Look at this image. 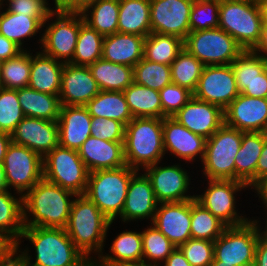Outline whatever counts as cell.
<instances>
[{
  "instance_id": "d6986e66",
  "label": "cell",
  "mask_w": 267,
  "mask_h": 266,
  "mask_svg": "<svg viewBox=\"0 0 267 266\" xmlns=\"http://www.w3.org/2000/svg\"><path fill=\"white\" fill-rule=\"evenodd\" d=\"M152 224L176 247L191 237V200L159 203Z\"/></svg>"
},
{
  "instance_id": "ffe728a7",
  "label": "cell",
  "mask_w": 267,
  "mask_h": 266,
  "mask_svg": "<svg viewBox=\"0 0 267 266\" xmlns=\"http://www.w3.org/2000/svg\"><path fill=\"white\" fill-rule=\"evenodd\" d=\"M207 139L191 132L173 117L163 118V144L165 154L168 151L186 162L196 157L203 160ZM199 154V155H198Z\"/></svg>"
},
{
  "instance_id": "7402d4cb",
  "label": "cell",
  "mask_w": 267,
  "mask_h": 266,
  "mask_svg": "<svg viewBox=\"0 0 267 266\" xmlns=\"http://www.w3.org/2000/svg\"><path fill=\"white\" fill-rule=\"evenodd\" d=\"M99 92L88 66L64 63L59 94L61 105L85 106Z\"/></svg>"
},
{
  "instance_id": "5bb4252c",
  "label": "cell",
  "mask_w": 267,
  "mask_h": 266,
  "mask_svg": "<svg viewBox=\"0 0 267 266\" xmlns=\"http://www.w3.org/2000/svg\"><path fill=\"white\" fill-rule=\"evenodd\" d=\"M231 64L205 66L193 96L223 111L239 95Z\"/></svg>"
},
{
  "instance_id": "7bdbcfd3",
  "label": "cell",
  "mask_w": 267,
  "mask_h": 266,
  "mask_svg": "<svg viewBox=\"0 0 267 266\" xmlns=\"http://www.w3.org/2000/svg\"><path fill=\"white\" fill-rule=\"evenodd\" d=\"M232 71L241 93L249 83L267 68V57L256 50H244L232 63Z\"/></svg>"
},
{
  "instance_id": "9c48e42d",
  "label": "cell",
  "mask_w": 267,
  "mask_h": 266,
  "mask_svg": "<svg viewBox=\"0 0 267 266\" xmlns=\"http://www.w3.org/2000/svg\"><path fill=\"white\" fill-rule=\"evenodd\" d=\"M183 48L205 66L231 64L244 51L231 35L219 27L189 32Z\"/></svg>"
},
{
  "instance_id": "d590c367",
  "label": "cell",
  "mask_w": 267,
  "mask_h": 266,
  "mask_svg": "<svg viewBox=\"0 0 267 266\" xmlns=\"http://www.w3.org/2000/svg\"><path fill=\"white\" fill-rule=\"evenodd\" d=\"M81 14L85 23L103 36L118 32L119 0H99L87 6Z\"/></svg>"
},
{
  "instance_id": "8992f818",
  "label": "cell",
  "mask_w": 267,
  "mask_h": 266,
  "mask_svg": "<svg viewBox=\"0 0 267 266\" xmlns=\"http://www.w3.org/2000/svg\"><path fill=\"white\" fill-rule=\"evenodd\" d=\"M244 50H256L263 38L258 1L220 0L219 26Z\"/></svg>"
},
{
  "instance_id": "5b68a950",
  "label": "cell",
  "mask_w": 267,
  "mask_h": 266,
  "mask_svg": "<svg viewBox=\"0 0 267 266\" xmlns=\"http://www.w3.org/2000/svg\"><path fill=\"white\" fill-rule=\"evenodd\" d=\"M136 172L128 165L90 172L84 195L114 222L122 214L130 180Z\"/></svg>"
},
{
  "instance_id": "4316f807",
  "label": "cell",
  "mask_w": 267,
  "mask_h": 266,
  "mask_svg": "<svg viewBox=\"0 0 267 266\" xmlns=\"http://www.w3.org/2000/svg\"><path fill=\"white\" fill-rule=\"evenodd\" d=\"M64 63L42 51L31 53V68L28 87L38 92L60 94Z\"/></svg>"
},
{
  "instance_id": "7a4b0ae2",
  "label": "cell",
  "mask_w": 267,
  "mask_h": 266,
  "mask_svg": "<svg viewBox=\"0 0 267 266\" xmlns=\"http://www.w3.org/2000/svg\"><path fill=\"white\" fill-rule=\"evenodd\" d=\"M76 196L42 178L23 196L24 227L65 228Z\"/></svg>"
},
{
  "instance_id": "f546056e",
  "label": "cell",
  "mask_w": 267,
  "mask_h": 266,
  "mask_svg": "<svg viewBox=\"0 0 267 266\" xmlns=\"http://www.w3.org/2000/svg\"><path fill=\"white\" fill-rule=\"evenodd\" d=\"M118 32L147 37L151 33L150 0H119Z\"/></svg>"
},
{
  "instance_id": "7c38bea8",
  "label": "cell",
  "mask_w": 267,
  "mask_h": 266,
  "mask_svg": "<svg viewBox=\"0 0 267 266\" xmlns=\"http://www.w3.org/2000/svg\"><path fill=\"white\" fill-rule=\"evenodd\" d=\"M8 190L24 196L43 178V158L29 148L11 142L3 161Z\"/></svg>"
},
{
  "instance_id": "52a82bcc",
  "label": "cell",
  "mask_w": 267,
  "mask_h": 266,
  "mask_svg": "<svg viewBox=\"0 0 267 266\" xmlns=\"http://www.w3.org/2000/svg\"><path fill=\"white\" fill-rule=\"evenodd\" d=\"M242 133L224 123L207 139L202 160L206 179L235 180V158L241 147Z\"/></svg>"
},
{
  "instance_id": "9f6ffc18",
  "label": "cell",
  "mask_w": 267,
  "mask_h": 266,
  "mask_svg": "<svg viewBox=\"0 0 267 266\" xmlns=\"http://www.w3.org/2000/svg\"><path fill=\"white\" fill-rule=\"evenodd\" d=\"M267 177V132H264V146L256 166V182Z\"/></svg>"
},
{
  "instance_id": "03108f58",
  "label": "cell",
  "mask_w": 267,
  "mask_h": 266,
  "mask_svg": "<svg viewBox=\"0 0 267 266\" xmlns=\"http://www.w3.org/2000/svg\"><path fill=\"white\" fill-rule=\"evenodd\" d=\"M258 4L262 15L263 26H267V0H258Z\"/></svg>"
},
{
  "instance_id": "ba28073f",
  "label": "cell",
  "mask_w": 267,
  "mask_h": 266,
  "mask_svg": "<svg viewBox=\"0 0 267 266\" xmlns=\"http://www.w3.org/2000/svg\"><path fill=\"white\" fill-rule=\"evenodd\" d=\"M53 16L56 19L49 23ZM84 22L81 12L53 10L43 24V27L46 23L47 26L39 38L41 51L55 60L69 63L75 53L80 26Z\"/></svg>"
},
{
  "instance_id": "94428289",
  "label": "cell",
  "mask_w": 267,
  "mask_h": 266,
  "mask_svg": "<svg viewBox=\"0 0 267 266\" xmlns=\"http://www.w3.org/2000/svg\"><path fill=\"white\" fill-rule=\"evenodd\" d=\"M11 142V134L0 132V164H3L5 155Z\"/></svg>"
},
{
  "instance_id": "816d5d0a",
  "label": "cell",
  "mask_w": 267,
  "mask_h": 266,
  "mask_svg": "<svg viewBox=\"0 0 267 266\" xmlns=\"http://www.w3.org/2000/svg\"><path fill=\"white\" fill-rule=\"evenodd\" d=\"M47 0H16L7 4V10L28 16H49L53 11Z\"/></svg>"
},
{
  "instance_id": "6f0895ef",
  "label": "cell",
  "mask_w": 267,
  "mask_h": 266,
  "mask_svg": "<svg viewBox=\"0 0 267 266\" xmlns=\"http://www.w3.org/2000/svg\"><path fill=\"white\" fill-rule=\"evenodd\" d=\"M163 264L162 266H191L179 247H176Z\"/></svg>"
},
{
  "instance_id": "f35d334b",
  "label": "cell",
  "mask_w": 267,
  "mask_h": 266,
  "mask_svg": "<svg viewBox=\"0 0 267 266\" xmlns=\"http://www.w3.org/2000/svg\"><path fill=\"white\" fill-rule=\"evenodd\" d=\"M170 67L172 83L194 92L205 65L183 48Z\"/></svg>"
},
{
  "instance_id": "34e18365",
  "label": "cell",
  "mask_w": 267,
  "mask_h": 266,
  "mask_svg": "<svg viewBox=\"0 0 267 266\" xmlns=\"http://www.w3.org/2000/svg\"><path fill=\"white\" fill-rule=\"evenodd\" d=\"M4 1H5L6 5H7V3L13 2V1H16V0H7V2H6V0H2L3 7H4V3H3Z\"/></svg>"
},
{
  "instance_id": "f1b7e54d",
  "label": "cell",
  "mask_w": 267,
  "mask_h": 266,
  "mask_svg": "<svg viewBox=\"0 0 267 266\" xmlns=\"http://www.w3.org/2000/svg\"><path fill=\"white\" fill-rule=\"evenodd\" d=\"M264 146V132H243L240 150L235 158V181L250 187L256 182V166Z\"/></svg>"
},
{
  "instance_id": "a7ac6f4b",
  "label": "cell",
  "mask_w": 267,
  "mask_h": 266,
  "mask_svg": "<svg viewBox=\"0 0 267 266\" xmlns=\"http://www.w3.org/2000/svg\"><path fill=\"white\" fill-rule=\"evenodd\" d=\"M266 214H267V212H266ZM258 226H259L260 236H262L264 239L267 240V218H266V225H265V229H264L265 231L261 230L262 228L260 227V224Z\"/></svg>"
},
{
  "instance_id": "6da1fadb",
  "label": "cell",
  "mask_w": 267,
  "mask_h": 266,
  "mask_svg": "<svg viewBox=\"0 0 267 266\" xmlns=\"http://www.w3.org/2000/svg\"><path fill=\"white\" fill-rule=\"evenodd\" d=\"M22 238L34 245L36 257L33 263L28 248L20 251ZM17 261L21 266H92L76 248L65 228L53 227H24L17 243Z\"/></svg>"
},
{
  "instance_id": "681fc988",
  "label": "cell",
  "mask_w": 267,
  "mask_h": 266,
  "mask_svg": "<svg viewBox=\"0 0 267 266\" xmlns=\"http://www.w3.org/2000/svg\"><path fill=\"white\" fill-rule=\"evenodd\" d=\"M191 266H211L214 242L190 238L180 247Z\"/></svg>"
},
{
  "instance_id": "f907efd6",
  "label": "cell",
  "mask_w": 267,
  "mask_h": 266,
  "mask_svg": "<svg viewBox=\"0 0 267 266\" xmlns=\"http://www.w3.org/2000/svg\"><path fill=\"white\" fill-rule=\"evenodd\" d=\"M125 125L117 120L92 117L91 136L111 142H124Z\"/></svg>"
},
{
  "instance_id": "30bf717a",
  "label": "cell",
  "mask_w": 267,
  "mask_h": 266,
  "mask_svg": "<svg viewBox=\"0 0 267 266\" xmlns=\"http://www.w3.org/2000/svg\"><path fill=\"white\" fill-rule=\"evenodd\" d=\"M89 171L76 150L60 145L43 157V178L76 195H84Z\"/></svg>"
},
{
  "instance_id": "3957f363",
  "label": "cell",
  "mask_w": 267,
  "mask_h": 266,
  "mask_svg": "<svg viewBox=\"0 0 267 266\" xmlns=\"http://www.w3.org/2000/svg\"><path fill=\"white\" fill-rule=\"evenodd\" d=\"M111 222L85 195H77L71 205L70 215L65 227L76 248L91 262L92 253L99 257L104 250V240Z\"/></svg>"
},
{
  "instance_id": "be15d7a7",
  "label": "cell",
  "mask_w": 267,
  "mask_h": 266,
  "mask_svg": "<svg viewBox=\"0 0 267 266\" xmlns=\"http://www.w3.org/2000/svg\"><path fill=\"white\" fill-rule=\"evenodd\" d=\"M99 0H74V12H81L90 4Z\"/></svg>"
},
{
  "instance_id": "8c879c8a",
  "label": "cell",
  "mask_w": 267,
  "mask_h": 266,
  "mask_svg": "<svg viewBox=\"0 0 267 266\" xmlns=\"http://www.w3.org/2000/svg\"><path fill=\"white\" fill-rule=\"evenodd\" d=\"M239 266H256V263H255V261H251V262H248V263H245V264H241Z\"/></svg>"
},
{
  "instance_id": "b9f144b4",
  "label": "cell",
  "mask_w": 267,
  "mask_h": 266,
  "mask_svg": "<svg viewBox=\"0 0 267 266\" xmlns=\"http://www.w3.org/2000/svg\"><path fill=\"white\" fill-rule=\"evenodd\" d=\"M31 53L25 48L17 56L4 60L0 71V87L20 89L28 87Z\"/></svg>"
},
{
  "instance_id": "91938a15",
  "label": "cell",
  "mask_w": 267,
  "mask_h": 266,
  "mask_svg": "<svg viewBox=\"0 0 267 266\" xmlns=\"http://www.w3.org/2000/svg\"><path fill=\"white\" fill-rule=\"evenodd\" d=\"M251 189H255V191L257 192L256 194L259 196V198H261L260 200L265 205L264 207L266 208L265 209L266 211L267 210V177L261 178L259 181L255 182L251 186Z\"/></svg>"
},
{
  "instance_id": "ac0fdd59",
  "label": "cell",
  "mask_w": 267,
  "mask_h": 266,
  "mask_svg": "<svg viewBox=\"0 0 267 266\" xmlns=\"http://www.w3.org/2000/svg\"><path fill=\"white\" fill-rule=\"evenodd\" d=\"M13 143L23 145L42 158L59 145L57 121L24 117L11 134Z\"/></svg>"
},
{
  "instance_id": "603a6c76",
  "label": "cell",
  "mask_w": 267,
  "mask_h": 266,
  "mask_svg": "<svg viewBox=\"0 0 267 266\" xmlns=\"http://www.w3.org/2000/svg\"><path fill=\"white\" fill-rule=\"evenodd\" d=\"M137 171L131 178L125 204L119 218L126 223L137 219H151L152 223L158 202L150 179Z\"/></svg>"
},
{
  "instance_id": "277c9868",
  "label": "cell",
  "mask_w": 267,
  "mask_h": 266,
  "mask_svg": "<svg viewBox=\"0 0 267 266\" xmlns=\"http://www.w3.org/2000/svg\"><path fill=\"white\" fill-rule=\"evenodd\" d=\"M165 156L162 118H133L125 127L124 157L126 165L140 171Z\"/></svg>"
},
{
  "instance_id": "bcb514c9",
  "label": "cell",
  "mask_w": 267,
  "mask_h": 266,
  "mask_svg": "<svg viewBox=\"0 0 267 266\" xmlns=\"http://www.w3.org/2000/svg\"><path fill=\"white\" fill-rule=\"evenodd\" d=\"M24 117L17 89L0 87V132L12 134Z\"/></svg>"
},
{
  "instance_id": "4fadbf2b",
  "label": "cell",
  "mask_w": 267,
  "mask_h": 266,
  "mask_svg": "<svg viewBox=\"0 0 267 266\" xmlns=\"http://www.w3.org/2000/svg\"><path fill=\"white\" fill-rule=\"evenodd\" d=\"M207 189L195 200L209 210L227 227H235L249 222L251 219L237 214L235 194L248 188L242 181L207 179Z\"/></svg>"
},
{
  "instance_id": "60d3db41",
  "label": "cell",
  "mask_w": 267,
  "mask_h": 266,
  "mask_svg": "<svg viewBox=\"0 0 267 266\" xmlns=\"http://www.w3.org/2000/svg\"><path fill=\"white\" fill-rule=\"evenodd\" d=\"M227 228L195 199L191 200V237L214 242Z\"/></svg>"
},
{
  "instance_id": "9a60e30c",
  "label": "cell",
  "mask_w": 267,
  "mask_h": 266,
  "mask_svg": "<svg viewBox=\"0 0 267 266\" xmlns=\"http://www.w3.org/2000/svg\"><path fill=\"white\" fill-rule=\"evenodd\" d=\"M194 0H150L151 32L172 35L183 41L190 32Z\"/></svg>"
},
{
  "instance_id": "2e32d148",
  "label": "cell",
  "mask_w": 267,
  "mask_h": 266,
  "mask_svg": "<svg viewBox=\"0 0 267 266\" xmlns=\"http://www.w3.org/2000/svg\"><path fill=\"white\" fill-rule=\"evenodd\" d=\"M156 163L144 169L150 179L158 203L182 202L195 199V195H186L191 178L189 172L178 165L158 166Z\"/></svg>"
},
{
  "instance_id": "db71d44e",
  "label": "cell",
  "mask_w": 267,
  "mask_h": 266,
  "mask_svg": "<svg viewBox=\"0 0 267 266\" xmlns=\"http://www.w3.org/2000/svg\"><path fill=\"white\" fill-rule=\"evenodd\" d=\"M241 94L254 98H267V68L257 75Z\"/></svg>"
},
{
  "instance_id": "7dc6e473",
  "label": "cell",
  "mask_w": 267,
  "mask_h": 266,
  "mask_svg": "<svg viewBox=\"0 0 267 266\" xmlns=\"http://www.w3.org/2000/svg\"><path fill=\"white\" fill-rule=\"evenodd\" d=\"M220 0H194L190 11V32L219 26Z\"/></svg>"
},
{
  "instance_id": "f5cc1de1",
  "label": "cell",
  "mask_w": 267,
  "mask_h": 266,
  "mask_svg": "<svg viewBox=\"0 0 267 266\" xmlns=\"http://www.w3.org/2000/svg\"><path fill=\"white\" fill-rule=\"evenodd\" d=\"M17 260V243L0 233V266H9Z\"/></svg>"
},
{
  "instance_id": "74e56055",
  "label": "cell",
  "mask_w": 267,
  "mask_h": 266,
  "mask_svg": "<svg viewBox=\"0 0 267 266\" xmlns=\"http://www.w3.org/2000/svg\"><path fill=\"white\" fill-rule=\"evenodd\" d=\"M182 49L181 38L151 32L144 41V58L151 62L171 65Z\"/></svg>"
},
{
  "instance_id": "ee69618b",
  "label": "cell",
  "mask_w": 267,
  "mask_h": 266,
  "mask_svg": "<svg viewBox=\"0 0 267 266\" xmlns=\"http://www.w3.org/2000/svg\"><path fill=\"white\" fill-rule=\"evenodd\" d=\"M143 246L142 263L161 266L176 246L163 235L152 223L141 232Z\"/></svg>"
},
{
  "instance_id": "753ad0ef",
  "label": "cell",
  "mask_w": 267,
  "mask_h": 266,
  "mask_svg": "<svg viewBox=\"0 0 267 266\" xmlns=\"http://www.w3.org/2000/svg\"><path fill=\"white\" fill-rule=\"evenodd\" d=\"M9 266H21L20 263L16 260L15 262H13L11 265Z\"/></svg>"
},
{
  "instance_id": "2644e50d",
  "label": "cell",
  "mask_w": 267,
  "mask_h": 266,
  "mask_svg": "<svg viewBox=\"0 0 267 266\" xmlns=\"http://www.w3.org/2000/svg\"><path fill=\"white\" fill-rule=\"evenodd\" d=\"M119 266H155V265L140 263V264H124V265H119Z\"/></svg>"
},
{
  "instance_id": "484cf974",
  "label": "cell",
  "mask_w": 267,
  "mask_h": 266,
  "mask_svg": "<svg viewBox=\"0 0 267 266\" xmlns=\"http://www.w3.org/2000/svg\"><path fill=\"white\" fill-rule=\"evenodd\" d=\"M145 38L121 32L104 36L102 58L113 63L134 67L144 58Z\"/></svg>"
},
{
  "instance_id": "f6af8a7d",
  "label": "cell",
  "mask_w": 267,
  "mask_h": 266,
  "mask_svg": "<svg viewBox=\"0 0 267 266\" xmlns=\"http://www.w3.org/2000/svg\"><path fill=\"white\" fill-rule=\"evenodd\" d=\"M134 83L160 91L172 83L170 65L151 62L142 58L133 67Z\"/></svg>"
},
{
  "instance_id": "11e5206c",
  "label": "cell",
  "mask_w": 267,
  "mask_h": 266,
  "mask_svg": "<svg viewBox=\"0 0 267 266\" xmlns=\"http://www.w3.org/2000/svg\"><path fill=\"white\" fill-rule=\"evenodd\" d=\"M238 1H258V0H238Z\"/></svg>"
},
{
  "instance_id": "d4e9b609",
  "label": "cell",
  "mask_w": 267,
  "mask_h": 266,
  "mask_svg": "<svg viewBox=\"0 0 267 266\" xmlns=\"http://www.w3.org/2000/svg\"><path fill=\"white\" fill-rule=\"evenodd\" d=\"M78 153L89 173L102 169L121 168L126 165L124 142H111L89 136Z\"/></svg>"
},
{
  "instance_id": "d6a6232c",
  "label": "cell",
  "mask_w": 267,
  "mask_h": 266,
  "mask_svg": "<svg viewBox=\"0 0 267 266\" xmlns=\"http://www.w3.org/2000/svg\"><path fill=\"white\" fill-rule=\"evenodd\" d=\"M88 67L100 90L123 92L134 82L133 67L127 65L101 58Z\"/></svg>"
},
{
  "instance_id": "836d02e7",
  "label": "cell",
  "mask_w": 267,
  "mask_h": 266,
  "mask_svg": "<svg viewBox=\"0 0 267 266\" xmlns=\"http://www.w3.org/2000/svg\"><path fill=\"white\" fill-rule=\"evenodd\" d=\"M85 106L91 117L114 119L125 126L134 118L121 91L100 90Z\"/></svg>"
},
{
  "instance_id": "44dd1931",
  "label": "cell",
  "mask_w": 267,
  "mask_h": 266,
  "mask_svg": "<svg viewBox=\"0 0 267 266\" xmlns=\"http://www.w3.org/2000/svg\"><path fill=\"white\" fill-rule=\"evenodd\" d=\"M191 132L210 138L223 124L224 111L194 96L172 116Z\"/></svg>"
},
{
  "instance_id": "83f0119b",
  "label": "cell",
  "mask_w": 267,
  "mask_h": 266,
  "mask_svg": "<svg viewBox=\"0 0 267 266\" xmlns=\"http://www.w3.org/2000/svg\"><path fill=\"white\" fill-rule=\"evenodd\" d=\"M110 255L103 253L92 266H119L124 264H140L143 260L141 232L123 231L113 240Z\"/></svg>"
},
{
  "instance_id": "cb8c5ba5",
  "label": "cell",
  "mask_w": 267,
  "mask_h": 266,
  "mask_svg": "<svg viewBox=\"0 0 267 266\" xmlns=\"http://www.w3.org/2000/svg\"><path fill=\"white\" fill-rule=\"evenodd\" d=\"M91 115L86 106L61 105L59 118V145L78 151L91 136Z\"/></svg>"
},
{
  "instance_id": "11a10c76",
  "label": "cell",
  "mask_w": 267,
  "mask_h": 266,
  "mask_svg": "<svg viewBox=\"0 0 267 266\" xmlns=\"http://www.w3.org/2000/svg\"><path fill=\"white\" fill-rule=\"evenodd\" d=\"M22 51L23 49L15 42L0 34V59L2 61L13 58Z\"/></svg>"
},
{
  "instance_id": "8fae6325",
  "label": "cell",
  "mask_w": 267,
  "mask_h": 266,
  "mask_svg": "<svg viewBox=\"0 0 267 266\" xmlns=\"http://www.w3.org/2000/svg\"><path fill=\"white\" fill-rule=\"evenodd\" d=\"M258 219L235 227H227L214 241V257L220 265L239 266L255 261L260 236Z\"/></svg>"
},
{
  "instance_id": "c3c4849f",
  "label": "cell",
  "mask_w": 267,
  "mask_h": 266,
  "mask_svg": "<svg viewBox=\"0 0 267 266\" xmlns=\"http://www.w3.org/2000/svg\"><path fill=\"white\" fill-rule=\"evenodd\" d=\"M159 94L162 119L164 117H172L193 97V92L189 89L173 83L161 89Z\"/></svg>"
},
{
  "instance_id": "680465c9",
  "label": "cell",
  "mask_w": 267,
  "mask_h": 266,
  "mask_svg": "<svg viewBox=\"0 0 267 266\" xmlns=\"http://www.w3.org/2000/svg\"><path fill=\"white\" fill-rule=\"evenodd\" d=\"M256 266H267V240L259 238L255 252Z\"/></svg>"
},
{
  "instance_id": "89a4df30",
  "label": "cell",
  "mask_w": 267,
  "mask_h": 266,
  "mask_svg": "<svg viewBox=\"0 0 267 266\" xmlns=\"http://www.w3.org/2000/svg\"><path fill=\"white\" fill-rule=\"evenodd\" d=\"M211 266H232V265H220V261H218L215 257L211 263Z\"/></svg>"
},
{
  "instance_id": "e0dca14e",
  "label": "cell",
  "mask_w": 267,
  "mask_h": 266,
  "mask_svg": "<svg viewBox=\"0 0 267 266\" xmlns=\"http://www.w3.org/2000/svg\"><path fill=\"white\" fill-rule=\"evenodd\" d=\"M224 123L243 132H267V98L240 93L224 110Z\"/></svg>"
},
{
  "instance_id": "2a66077c",
  "label": "cell",
  "mask_w": 267,
  "mask_h": 266,
  "mask_svg": "<svg viewBox=\"0 0 267 266\" xmlns=\"http://www.w3.org/2000/svg\"><path fill=\"white\" fill-rule=\"evenodd\" d=\"M2 6H3L2 0H0V9L3 8Z\"/></svg>"
},
{
  "instance_id": "4dcf8cb0",
  "label": "cell",
  "mask_w": 267,
  "mask_h": 266,
  "mask_svg": "<svg viewBox=\"0 0 267 266\" xmlns=\"http://www.w3.org/2000/svg\"><path fill=\"white\" fill-rule=\"evenodd\" d=\"M17 95L25 117L58 120L61 108L59 95L38 92L30 87L17 89Z\"/></svg>"
},
{
  "instance_id": "1f68e13d",
  "label": "cell",
  "mask_w": 267,
  "mask_h": 266,
  "mask_svg": "<svg viewBox=\"0 0 267 266\" xmlns=\"http://www.w3.org/2000/svg\"><path fill=\"white\" fill-rule=\"evenodd\" d=\"M47 18L48 16L15 14L7 9L3 12L0 11V34L15 42L24 50V39L36 36L39 30L43 29V24Z\"/></svg>"
},
{
  "instance_id": "6125c7cd",
  "label": "cell",
  "mask_w": 267,
  "mask_h": 266,
  "mask_svg": "<svg viewBox=\"0 0 267 266\" xmlns=\"http://www.w3.org/2000/svg\"><path fill=\"white\" fill-rule=\"evenodd\" d=\"M54 5L53 10H67L74 12V0H54Z\"/></svg>"
},
{
  "instance_id": "b9fcfbb0",
  "label": "cell",
  "mask_w": 267,
  "mask_h": 266,
  "mask_svg": "<svg viewBox=\"0 0 267 266\" xmlns=\"http://www.w3.org/2000/svg\"><path fill=\"white\" fill-rule=\"evenodd\" d=\"M2 62H3V61L0 59V71H1Z\"/></svg>"
},
{
  "instance_id": "e7e4bbea",
  "label": "cell",
  "mask_w": 267,
  "mask_h": 266,
  "mask_svg": "<svg viewBox=\"0 0 267 266\" xmlns=\"http://www.w3.org/2000/svg\"><path fill=\"white\" fill-rule=\"evenodd\" d=\"M257 52L267 57V26H263V38L261 44L256 49Z\"/></svg>"
},
{
  "instance_id": "003e7915",
  "label": "cell",
  "mask_w": 267,
  "mask_h": 266,
  "mask_svg": "<svg viewBox=\"0 0 267 266\" xmlns=\"http://www.w3.org/2000/svg\"><path fill=\"white\" fill-rule=\"evenodd\" d=\"M8 190V186L6 183V175L3 168V164H0V192Z\"/></svg>"
},
{
  "instance_id": "e575fe53",
  "label": "cell",
  "mask_w": 267,
  "mask_h": 266,
  "mask_svg": "<svg viewBox=\"0 0 267 266\" xmlns=\"http://www.w3.org/2000/svg\"><path fill=\"white\" fill-rule=\"evenodd\" d=\"M123 94L134 118H162L159 91L133 82Z\"/></svg>"
},
{
  "instance_id": "8d00e7d4",
  "label": "cell",
  "mask_w": 267,
  "mask_h": 266,
  "mask_svg": "<svg viewBox=\"0 0 267 266\" xmlns=\"http://www.w3.org/2000/svg\"><path fill=\"white\" fill-rule=\"evenodd\" d=\"M10 192H0V233L18 243L24 229L23 196L16 198Z\"/></svg>"
},
{
  "instance_id": "ab89813d",
  "label": "cell",
  "mask_w": 267,
  "mask_h": 266,
  "mask_svg": "<svg viewBox=\"0 0 267 266\" xmlns=\"http://www.w3.org/2000/svg\"><path fill=\"white\" fill-rule=\"evenodd\" d=\"M103 38L102 34L84 22L80 26L75 53L69 63L75 66H89L101 59Z\"/></svg>"
}]
</instances>
